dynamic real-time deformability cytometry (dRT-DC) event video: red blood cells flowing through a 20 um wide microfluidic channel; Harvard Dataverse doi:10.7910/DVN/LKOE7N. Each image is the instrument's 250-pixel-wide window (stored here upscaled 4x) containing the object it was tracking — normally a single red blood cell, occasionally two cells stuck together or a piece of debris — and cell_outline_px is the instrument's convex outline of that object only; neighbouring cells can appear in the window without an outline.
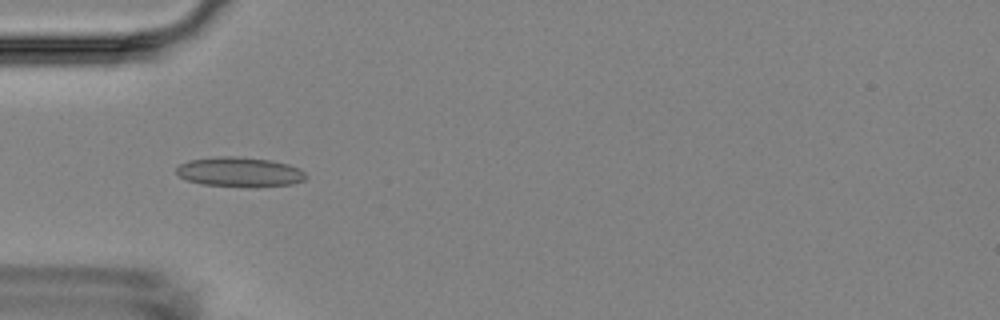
{"species": "Egyptian fruit bat (a non-hibernating species)", "species_latin": "Rousettus aegyptiacus", "temperature_condition": "room temperature", "stored_images_in_passage": 10, "camera_frame_rate_fps": 3000, "um_per_image_px": 0.085, "animal": {"sex": "female"}, "frame": {"image": 1, "passage_image": 4, "time_ms": 4.0, "image_size_px": [1000, 320], "cell_outline_px": [[308, 176], [304, 180], [292, 184], [256, 188], [252, 188], [204, 184], [188, 180], [180, 176], [176, 172], [176, 168], [180, 164], [188, 160], [220, 156], [232, 156], [268, 160], [288, 164], [300, 168]], "centroid_in_image_um": [20.4, 14.63], "position_along_channel_um": 64.6, "area_um2": 22.54}}
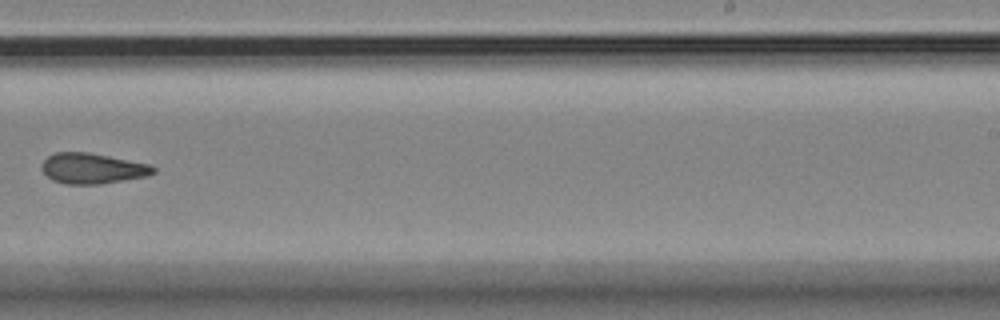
{"frame": {"image": 2, "passage_image": 9, "time_ms": 10.0, "image_size_px": [1000, 320], "cell_outline_px": [[156, 172], [148, 176], [100, 184], [64, 184], [52, 180], [40, 168], [40, 164], [48, 156], [56, 152], [88, 152], [152, 164], [156, 168]], "centroid_in_image_um": [7.87, 14.31], "position_along_channel_um": 281.1, "area_um2": 20.06}}
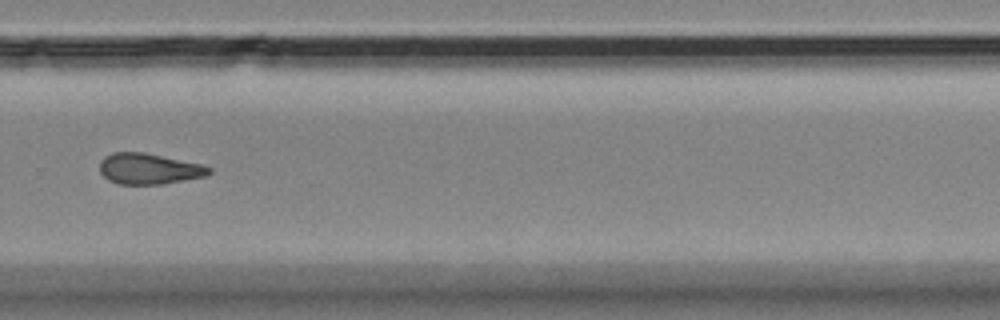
{"frame": {"image": 3, "passage_image": 10, "time_ms": 11.0, "image_size_px": [1000, 320], "cell_outline_px": [[212, 172], [204, 176], [164, 184], [116, 184], [108, 180], [100, 172], [100, 160], [104, 156], [112, 152], [144, 152], [200, 164], [212, 168]], "centroid_in_image_um": [12.62, 14.35], "position_along_channel_um": 317.2, "area_um2": 19.65}}